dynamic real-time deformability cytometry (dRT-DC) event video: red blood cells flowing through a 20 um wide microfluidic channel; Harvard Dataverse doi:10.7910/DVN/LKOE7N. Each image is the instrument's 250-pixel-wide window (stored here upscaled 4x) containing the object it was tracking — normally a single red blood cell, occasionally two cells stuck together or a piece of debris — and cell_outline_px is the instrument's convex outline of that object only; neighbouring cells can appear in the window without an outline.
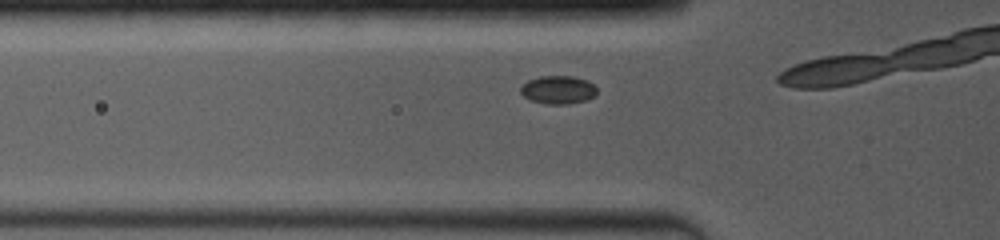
{"species": "common noctule bat (a hibernating species)", "species_latin": "Nyctalus noctula", "temperature_condition": "room temperature", "stored_images_in_passage": 5, "camera_frame_rate_fps": 4000, "um_per_image_px": 0.085, "animal": {"sex": "female", "body_mass_g": 19.0, "forearm_length_mm": 53.3}, "frame": {"image": 1, "passage_image": 3, "time_ms": 0.75, "image_size_px": [1000, 240], "cell_outline_px": [[596, 92], [592, 96], [584, 100], [568, 104], [544, 104], [532, 100], [524, 96], [520, 92], [520, 88], [528, 80], [540, 76], [572, 76], [588, 80], [596, 88]], "centroid_in_image_um": [47.42, 7.62], "position_along_channel_um": 78.4, "area_um2": 12.37}}